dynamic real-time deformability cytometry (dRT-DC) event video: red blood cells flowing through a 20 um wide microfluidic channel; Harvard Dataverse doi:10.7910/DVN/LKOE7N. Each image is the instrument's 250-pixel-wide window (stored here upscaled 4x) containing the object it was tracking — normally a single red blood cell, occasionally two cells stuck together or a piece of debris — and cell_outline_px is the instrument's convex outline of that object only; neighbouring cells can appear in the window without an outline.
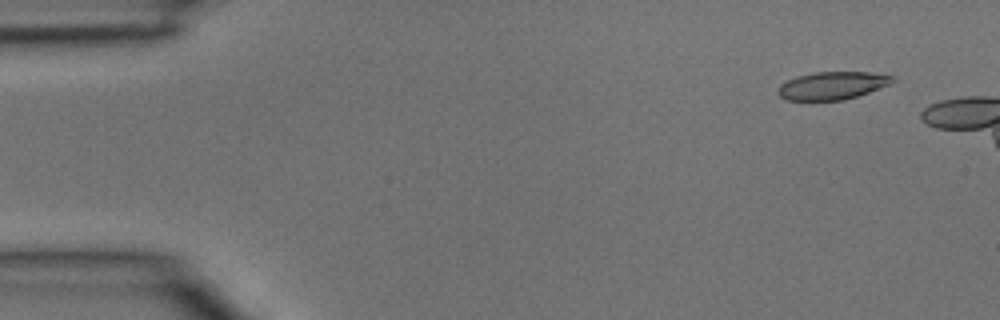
{"species": "common noctule bat (a hibernating species)", "species_latin": "Nyctalus noctula", "temperature_condition": "room temperature", "stored_images_in_passage": 4, "camera_frame_rate_fps": 3000, "um_per_image_px": 0.085, "animal": {"sex": "male", "body_mass_g": 15.6}, "frame": {"image": 1, "passage_image": 1, "time_ms": 0.0, "image_size_px": [1000, 320], "cell_outline_px": [[896, 80], [888, 84], [868, 92], [844, 100], [788, 100], [780, 96], [776, 92], [780, 84], [796, 76], [816, 72], [868, 72], [892, 76]], "centroid_in_image_um": [70.7, 7.27], "position_along_channel_um": 14.3, "area_um2": 18.32}}